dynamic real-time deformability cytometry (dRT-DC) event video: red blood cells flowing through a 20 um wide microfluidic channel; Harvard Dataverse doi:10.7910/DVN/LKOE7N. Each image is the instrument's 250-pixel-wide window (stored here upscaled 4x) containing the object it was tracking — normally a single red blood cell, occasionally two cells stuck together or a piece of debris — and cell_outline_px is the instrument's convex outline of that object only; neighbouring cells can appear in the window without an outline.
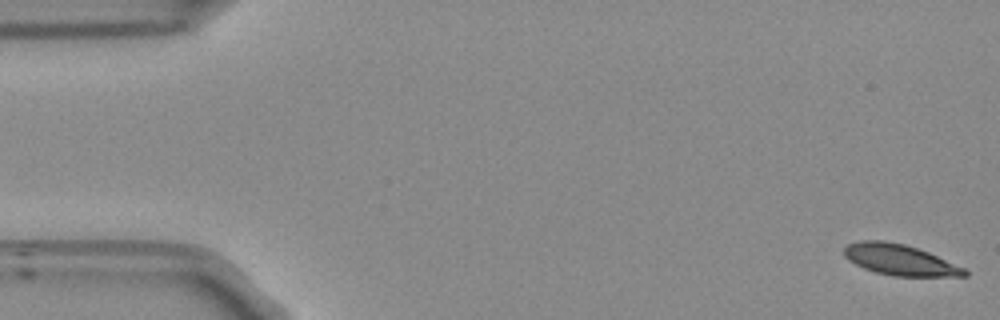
{"species": "Egyptian fruit bat (a non-hibernating species)", "species_latin": "Rousettus aegyptiacus", "temperature_condition": "room temperature", "stored_images_in_passage": 53, "camera_frame_rate_fps": 3000, "um_per_image_px": 0.085, "frame": {"image": 1, "passage_image": 1, "time_ms": 0.0, "image_size_px": [1000, 320], "cell_outline_px": [[968, 276], [896, 276], [876, 272], [864, 268], [848, 260], [844, 256], [844, 248], [848, 244], [860, 240], [884, 240], [904, 244], [928, 252], [964, 268], [968, 272]], "centroid_in_image_um": [76.46, 22.08], "position_along_channel_um": 8.5, "area_um2": 21.44}}
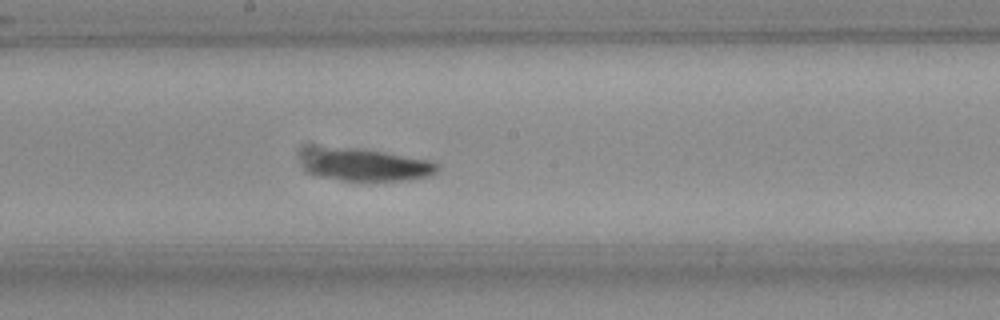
{"frame": {"image": 2, "passage_image": 28, "time_ms": 9.0, "image_size_px": [1000, 320], "cell_outline_px": [[440, 168], [432, 176], [408, 180], [340, 180], [320, 176], [312, 172], [308, 168], [316, 156], [320, 152], [328, 148], [360, 148], [384, 152], [428, 160], [440, 164]], "centroid_in_image_um": [31.46, 14.06], "position_along_channel_um": 216.7, "area_um2": 23.58}}
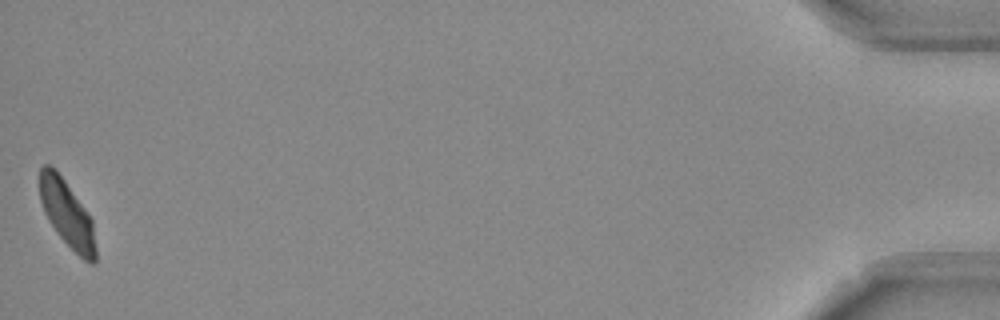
{"frame": {"image": 3, "passage_image": 53, "time_ms": 17.333, "image_size_px": [1000, 320], "cell_outline_px": [[96, 264], [92, 264], [84, 260], [56, 232], [48, 220], [44, 212], [40, 200], [40, 168], [44, 164], [48, 164], [64, 180], [92, 220], [96, 248]], "centroid_in_image_um": [5.7, 18.21], "position_along_channel_um": 429.5, "area_um2": 21.15}, "authors_computed_cell_mechanics": {"area_um2": 22.7154, "velocity_mm_per_s": 3.7673, "shape_relaxation_time_tau1_ms": 2.8286, "shape_relaxation_time_tau2_ms": 2.5754, "deformation_change_tau1": 0.1405, "deformation_change_tau2": 0.085}}